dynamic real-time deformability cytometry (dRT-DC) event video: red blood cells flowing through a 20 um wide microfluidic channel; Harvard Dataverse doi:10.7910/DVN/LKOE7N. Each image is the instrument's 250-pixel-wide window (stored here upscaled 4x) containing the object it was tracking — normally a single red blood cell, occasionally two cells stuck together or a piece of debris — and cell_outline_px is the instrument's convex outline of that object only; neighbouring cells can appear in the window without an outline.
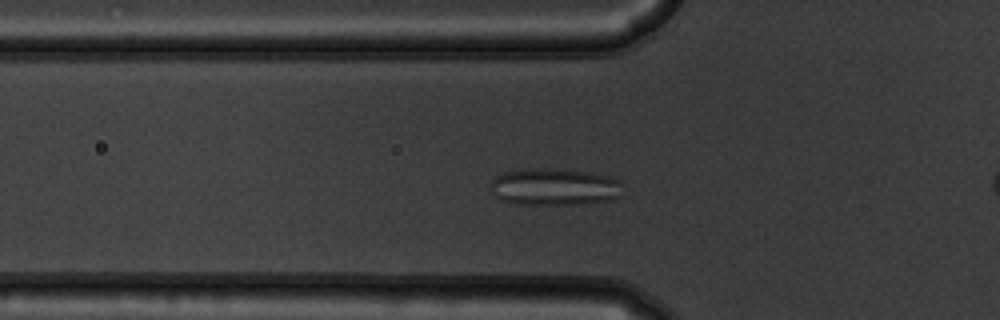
{"species": "common noctule bat (a hibernating species)", "species_latin": "Nyctalus noctula", "temperature_condition": "warm", "stored_images_in_passage": 42, "camera_frame_rate_fps": 3000, "um_per_image_px": 0.085, "animal": {"sex": "male", "body_mass_g": 19.5, "forearm_length_mm": 54.6}, "frame": {"image": 1, "passage_image": 11, "time_ms": 3.333, "image_size_px": [1000, 320], "cell_outline_px": [[620, 196], [612, 200], [580, 204], [516, 204], [504, 200], [496, 196], [488, 188], [492, 180], [496, 176], [504, 172], [584, 172], [608, 176], [620, 180]], "centroid_in_image_um": [47.15, 15.96], "position_along_channel_um": 78.7, "area_um2": 26.99}}
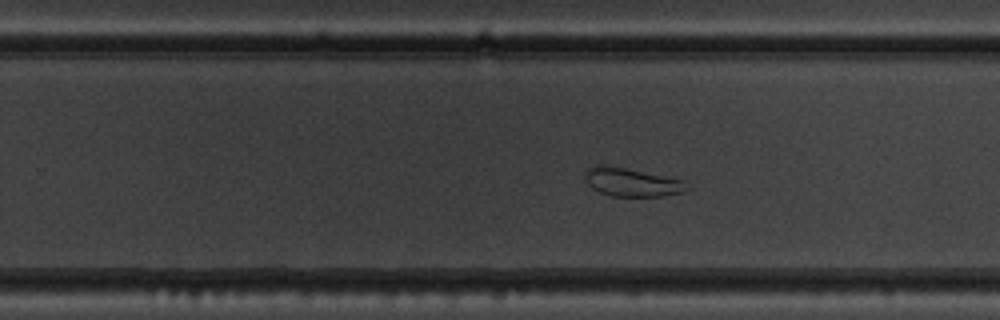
{"frame": {"image": 2, "passage_image": 27, "time_ms": 8.667, "image_size_px": [1000, 320], "cell_outline_px": [[692, 188], [684, 192], [664, 196], [612, 196], [600, 192], [592, 188], [588, 184], [584, 176], [588, 168], [596, 164], [604, 164], [684, 180]], "centroid_in_image_um": [53.73, 15.49], "position_along_channel_um": 276.1, "area_um2": 16.94}}
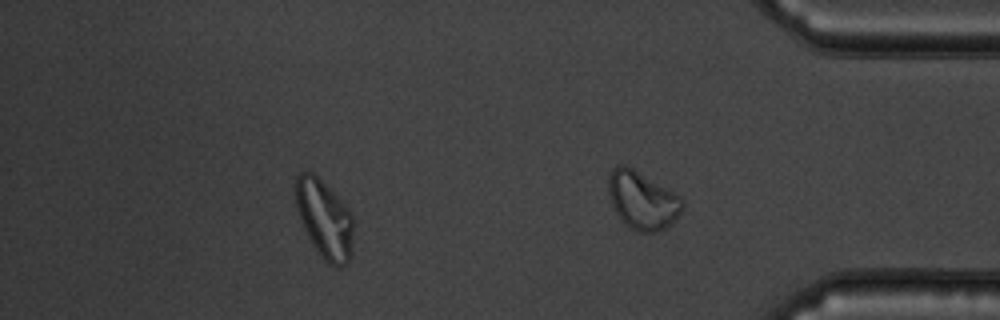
{"frame": {"image": 3, "passage_image": 36, "time_ms": 11.667, "image_size_px": [1000, 320], "cell_outline_px": [[352, 256], [348, 264], [340, 268], [332, 268], [324, 260], [312, 244], [304, 228], [296, 208], [292, 188], [296, 176], [300, 172], [312, 172], [348, 208], [352, 216]], "centroid_in_image_um": [27.55, 18.65], "position_along_channel_um": 407.7, "area_um2": 26.7}, "authors_computed_cell_mechanics": {"area_um2": 25.2008, "velocity_mm_per_s": 3.6988, "shape_relaxation_time_tau1_ms": null, "shape_relaxation_time_tau2_ms": 1.4068, "deformation_change_tau1": null, "deformation_change_tau2": 0.0768}}